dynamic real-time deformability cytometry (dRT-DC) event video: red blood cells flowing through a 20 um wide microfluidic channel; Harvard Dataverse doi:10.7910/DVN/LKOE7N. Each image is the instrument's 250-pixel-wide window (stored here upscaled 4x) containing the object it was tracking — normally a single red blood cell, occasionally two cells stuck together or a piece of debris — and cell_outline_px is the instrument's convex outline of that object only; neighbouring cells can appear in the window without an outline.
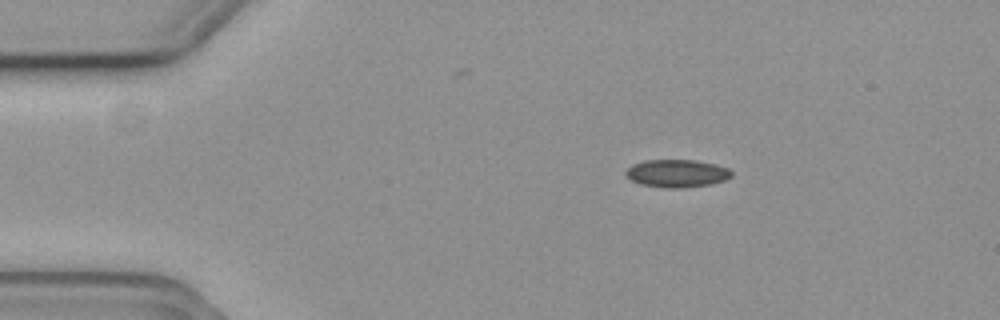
{"species": "common noctule bat (a hibernating species)", "species_latin": "Nyctalus noctula", "temperature_condition": "cold", "stored_images_in_passage": 47, "camera_frame_rate_fps": 3000, "um_per_image_px": 0.085, "animal": {"sex": "female", "body_mass_g": 19.3, "forearm_length_mm": 54.1}, "frame": {"image": 1, "passage_image": 1, "time_ms": 0.0, "image_size_px": [1000, 320], "cell_outline_px": [[732, 176], [724, 180], [712, 184], [684, 188], [664, 188], [640, 184], [632, 180], [624, 172], [632, 164], [644, 160], [696, 160], [716, 164], [728, 168], [732, 172]], "centroid_in_image_um": [57.55, 14.74], "position_along_channel_um": 27.5, "area_um2": 17.22}}
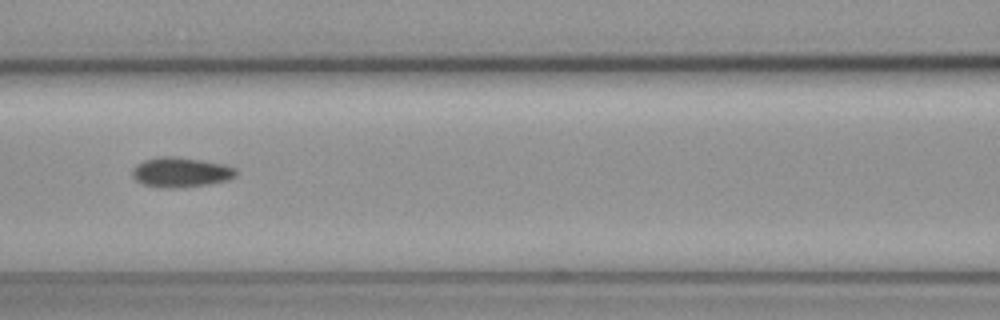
{"frame": {"image": 2, "passage_image": 16, "time_ms": 5.0, "image_size_px": [1000, 320], "cell_outline_px": [[236, 176], [228, 180], [208, 184], [176, 188], [168, 188], [144, 184], [136, 180], [132, 176], [132, 168], [136, 164], [144, 160], [160, 156], [176, 156], [224, 164], [236, 168]], "centroid_in_image_um": [15.36, 14.63], "position_along_channel_um": 151.2, "area_um2": 18.03}}
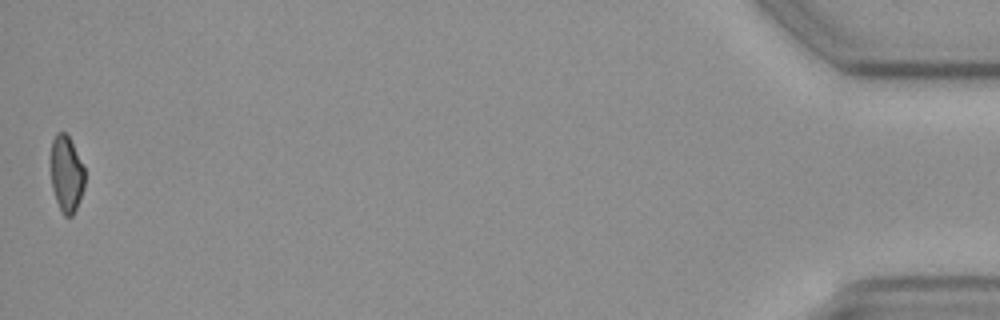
{"frame": {"image": 3, "passage_image": 47, "time_ms": 15.333, "image_size_px": [1000, 320], "cell_outline_px": [[84, 188], [80, 200], [72, 216], [64, 216], [56, 200], [52, 188], [52, 140], [56, 132], [64, 132], [68, 136], [84, 168]], "centroid_in_image_um": [5.66, 14.81], "position_along_channel_um": 429.5, "area_um2": 14.74}}